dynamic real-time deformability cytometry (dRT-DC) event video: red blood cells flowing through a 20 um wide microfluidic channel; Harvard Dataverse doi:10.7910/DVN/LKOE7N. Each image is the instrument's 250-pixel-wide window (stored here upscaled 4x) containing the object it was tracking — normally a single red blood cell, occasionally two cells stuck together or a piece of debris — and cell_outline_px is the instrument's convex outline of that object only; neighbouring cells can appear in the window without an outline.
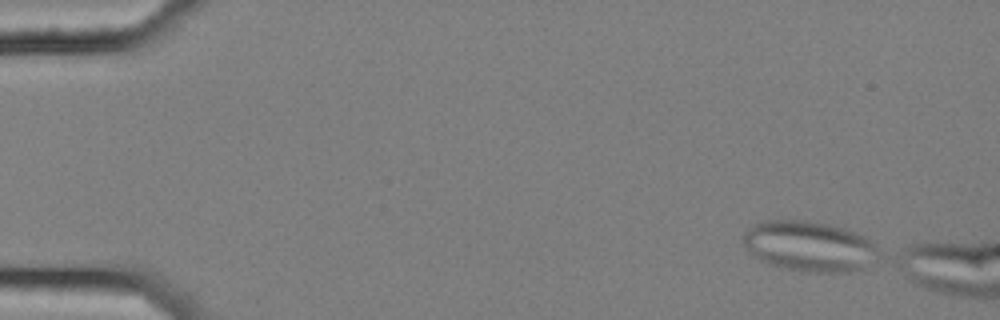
{"species": "common noctule bat (a hibernating species)", "species_latin": "Nyctalus noctula", "temperature_condition": "cold", "stored_images_in_passage": 4, "camera_frame_rate_fps": 3000, "um_per_image_px": 0.085, "animal": {"sex": "female", "body_mass_g": 25.1}, "frame": {"image": 1, "passage_image": 1, "time_ms": 0.0, "image_size_px": [1000, 320], "cell_outline_px": [[876, 248], [864, 268], [852, 272], [800, 272], [768, 264], [752, 256], [744, 244], [744, 232], [752, 224], [768, 220], [808, 220], [828, 224], [844, 228], [864, 236], [876, 244]], "centroid_in_image_um": [68.7, 20.92], "position_along_channel_um": 16.3, "area_um2": 39.48}}